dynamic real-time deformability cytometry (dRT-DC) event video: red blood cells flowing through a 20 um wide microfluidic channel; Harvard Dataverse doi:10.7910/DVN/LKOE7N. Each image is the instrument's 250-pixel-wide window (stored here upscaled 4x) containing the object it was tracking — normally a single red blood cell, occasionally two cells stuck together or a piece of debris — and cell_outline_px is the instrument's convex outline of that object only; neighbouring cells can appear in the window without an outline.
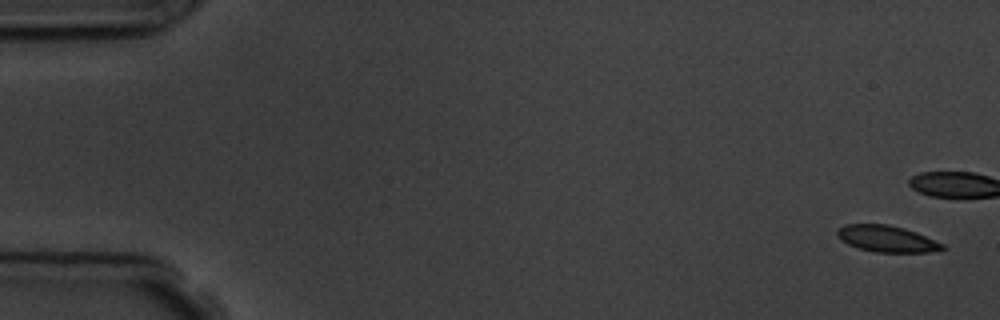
{"species": "common noctule bat (a hibernating species)", "species_latin": "Nyctalus noctula", "temperature_condition": "room temperature", "stored_images_in_passage": 7, "camera_frame_rate_fps": 3000, "um_per_image_px": 0.085, "animal": {"sex": "male", "body_mass_g": 19.5, "forearm_length_mm": 54.6}, "frame": {"image": 1, "passage_image": 1, "time_ms": 0.0, "image_size_px": [1000, 320], "cell_outline_px": [[944, 248], [928, 252], [876, 252], [860, 248], [848, 244], [836, 236], [836, 232], [844, 224], [888, 224], [904, 228], [916, 232], [944, 244]], "centroid_in_image_um": [75.35, 20.28], "position_along_channel_um": 9.6, "area_um2": 16.01}}